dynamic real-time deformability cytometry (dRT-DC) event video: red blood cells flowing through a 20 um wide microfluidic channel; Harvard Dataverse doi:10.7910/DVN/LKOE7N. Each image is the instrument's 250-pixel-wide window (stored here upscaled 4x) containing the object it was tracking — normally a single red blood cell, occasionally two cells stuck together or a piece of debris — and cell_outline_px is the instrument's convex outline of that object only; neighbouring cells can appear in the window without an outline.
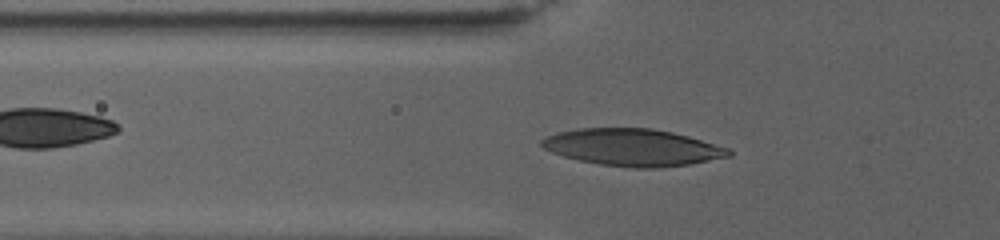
{"species": "human", "species_latin": "Homo sapiens", "temperature_condition": "warm", "stored_images_in_passage": 63, "camera_frame_rate_fps": 3000, "um_per_image_px": 0.085, "donor": {"sex": "female"}, "frame": {"image": 1, "passage_image": 20, "time_ms": 6.333, "image_size_px": [1000, 240], "cell_outline_px": [[732, 156], [688, 164], [660, 168], [636, 168], [600, 164], [580, 160], [564, 156], [552, 152], [544, 148], [540, 144], [540, 140], [548, 136], [560, 132], [580, 128], [652, 128], [672, 132], [688, 136], [728, 148], [732, 152]], "centroid_in_image_um": [53.79, 12.53], "position_along_channel_um": 72.0, "area_um2": 40.06}}
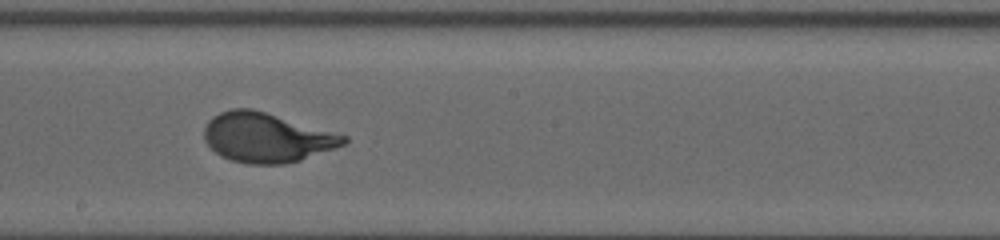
{"frame": {"image": 2, "passage_image": 37, "time_ms": 12.0, "image_size_px": [1000, 240], "cell_outline_px": [[348, 140], [344, 144], [336, 148], [300, 160], [284, 164], [248, 164], [232, 160], [220, 156], [204, 140], [204, 128], [208, 120], [212, 116], [220, 112], [232, 108], [252, 108], [348, 136]], "centroid_in_image_um": [22.65, 11.69], "position_along_channel_um": 225.6, "area_um2": 40.17}}
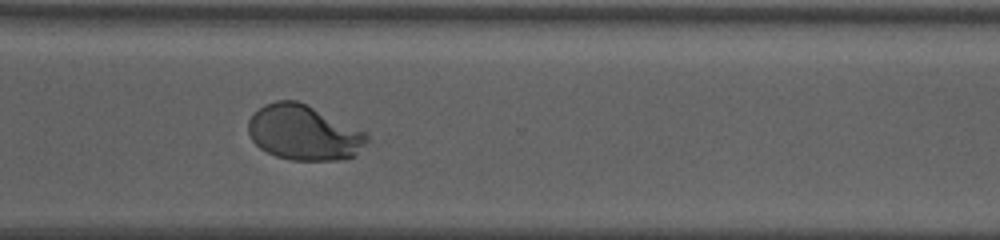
{"frame": {"image": 3, "passage_image": 50, "time_ms": 16.333, "image_size_px": [1000, 240], "cell_outline_px": [[368, 140], [352, 156], [344, 160], [292, 160], [276, 156], [260, 148], [252, 140], [248, 132], [248, 120], [264, 104], [276, 100], [296, 100], [368, 132]], "centroid_in_image_um": [25.81, 11.27], "position_along_channel_um": 344.8, "area_um2": 37.86}, "authors_computed_cell_mechanics": {"area_um2": 38.3214, "velocity_mm_per_s": 2.7516, "shape_relaxation_time_tau1_ms": 6.024, "shape_relaxation_time_tau2_ms": null, "deformation_change_tau1": 0.2684, "deformation_change_tau2": null}}